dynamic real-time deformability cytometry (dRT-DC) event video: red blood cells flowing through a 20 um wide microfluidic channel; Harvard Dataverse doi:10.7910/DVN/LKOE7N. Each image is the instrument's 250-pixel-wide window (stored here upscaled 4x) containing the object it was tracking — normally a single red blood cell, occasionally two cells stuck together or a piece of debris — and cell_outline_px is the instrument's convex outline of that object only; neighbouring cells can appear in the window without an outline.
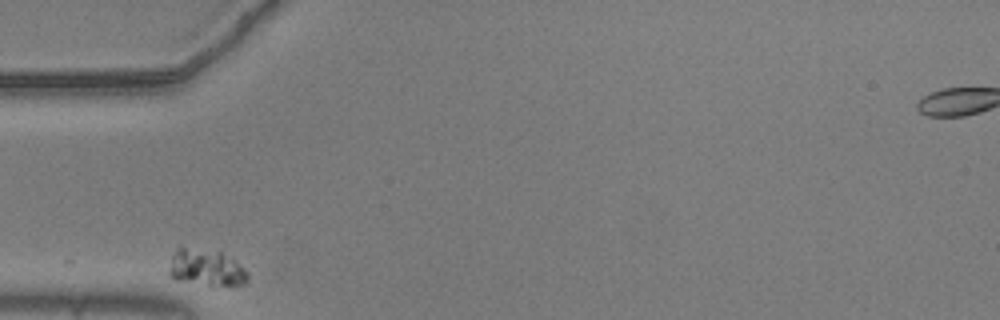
{"species": "common noctule bat (a hibernating species)", "species_latin": "Nyctalus noctula", "temperature_condition": "warm", "stored_images_in_passage": 5, "camera_frame_rate_fps": 3000, "um_per_image_px": 0.085, "animal": {"sex": "male", "body_mass_g": 20.5, "forearm_length_mm": 52.5}, "frame": {"image": 1, "passage_image": 1, "time_ms": 0.0, "image_size_px": [1000, 320], "cell_outline_px": [[248, 284], [236, 288], [208, 288], [176, 280], [168, 272], [172, 256], [180, 244], [220, 252], [244, 268], [248, 272]], "centroid_in_image_um": [17.55, 22.83], "position_along_channel_um": 67.4, "area_um2": 18.03}}
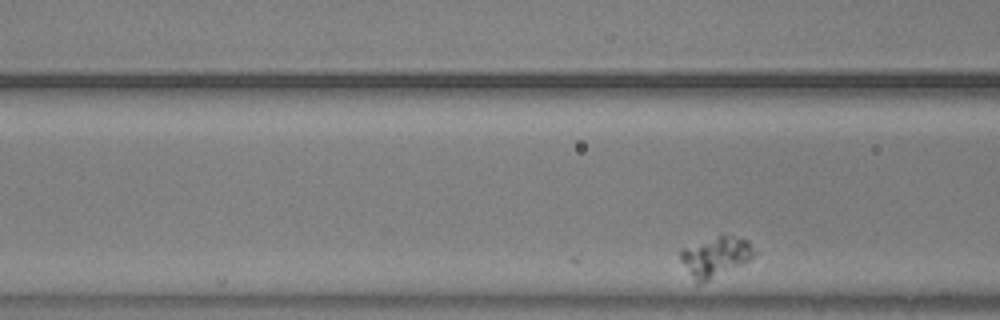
{"frame": {"image": 2, "passage_image": 5, "time_ms": 1.333, "image_size_px": [1000, 320], "cell_outline_px": [[756, 252], [748, 260], [700, 284], [696, 284], [680, 260], [680, 248], [720, 236], [732, 236], [748, 240]], "centroid_in_image_um": [60.77, 21.82], "position_along_channel_um": 105.8, "area_um2": 16.65}}